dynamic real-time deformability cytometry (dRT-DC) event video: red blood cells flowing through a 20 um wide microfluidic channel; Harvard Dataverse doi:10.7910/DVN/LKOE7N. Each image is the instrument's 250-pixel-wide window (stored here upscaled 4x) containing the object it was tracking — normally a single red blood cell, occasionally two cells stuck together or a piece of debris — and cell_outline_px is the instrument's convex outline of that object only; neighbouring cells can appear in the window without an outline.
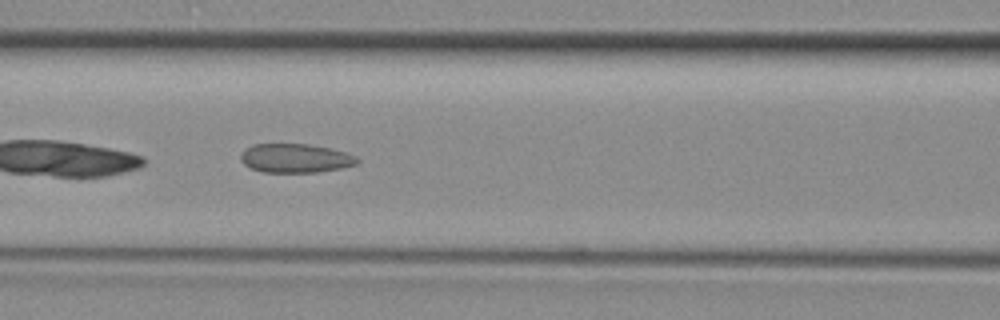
{"species": "common noctule bat (a hibernating species)", "species_latin": "Nyctalus noctula", "temperature_condition": "room temperature", "stored_images_in_passage": 37, "camera_frame_rate_fps": 3000, "um_per_image_px": 0.085, "animal": {"sex": "female", "body_mass_g": 29.2, "forearm_length_mm": 56.3}, "frame": {"image": 1, "passage_image": 9, "time_ms": 2.667, "image_size_px": [1000, 320], "cell_outline_px": [[360, 160], [356, 164], [340, 168], [316, 172], [264, 172], [252, 168], [244, 164], [240, 160], [240, 156], [252, 144], [308, 144], [328, 148], [344, 152], [356, 156]], "centroid_in_image_um": [25.11, 13.45], "position_along_channel_um": 141.5, "area_um2": 19.36}}
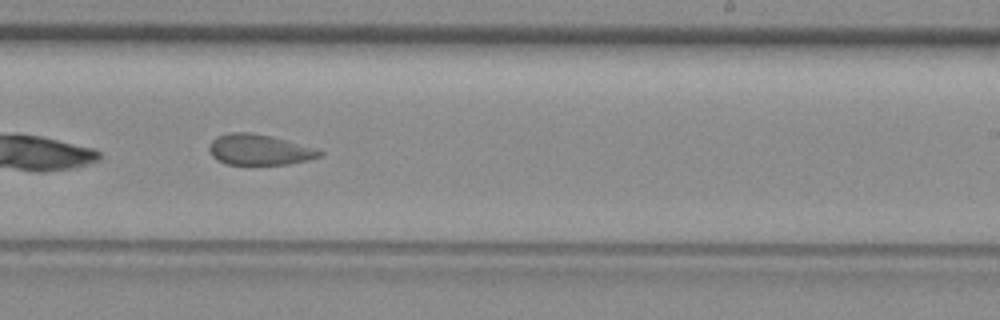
{"frame": {"image": 2, "passage_image": 18, "time_ms": 5.667, "image_size_px": [1000, 320], "cell_outline_px": [[324, 152], [320, 156], [308, 160], [288, 164], [228, 164], [216, 160], [212, 156], [208, 148], [212, 140], [216, 136], [232, 132], [248, 132], [268, 136], [284, 140], [312, 148]], "centroid_in_image_um": [21.97, 12.73], "position_along_channel_um": 267.0, "area_um2": 19.31}}
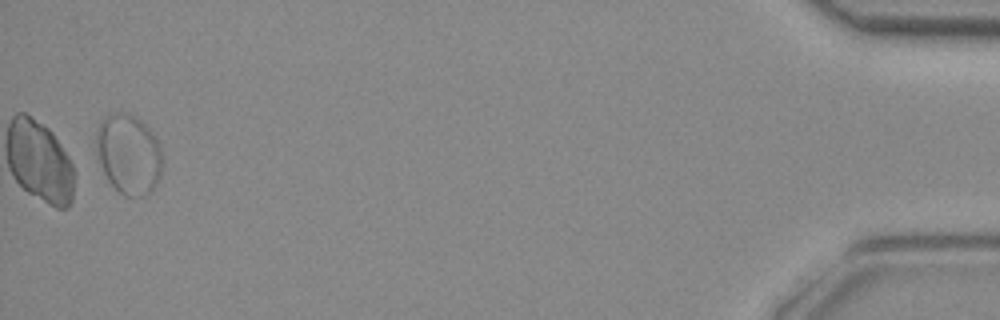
{"frame": {"image": 3, "passage_image": 36, "time_ms": 11.667, "image_size_px": [1000, 320], "cell_outline_px": [[164, 164], [160, 176], [156, 184], [144, 196], [124, 196], [108, 180], [100, 164], [96, 148], [96, 128], [100, 120], [104, 116], [116, 112], [124, 112], [136, 116], [156, 136], [164, 160]], "centroid_in_image_um": [10.94, 13.07], "position_along_channel_um": 424.3, "area_um2": 31.1}}